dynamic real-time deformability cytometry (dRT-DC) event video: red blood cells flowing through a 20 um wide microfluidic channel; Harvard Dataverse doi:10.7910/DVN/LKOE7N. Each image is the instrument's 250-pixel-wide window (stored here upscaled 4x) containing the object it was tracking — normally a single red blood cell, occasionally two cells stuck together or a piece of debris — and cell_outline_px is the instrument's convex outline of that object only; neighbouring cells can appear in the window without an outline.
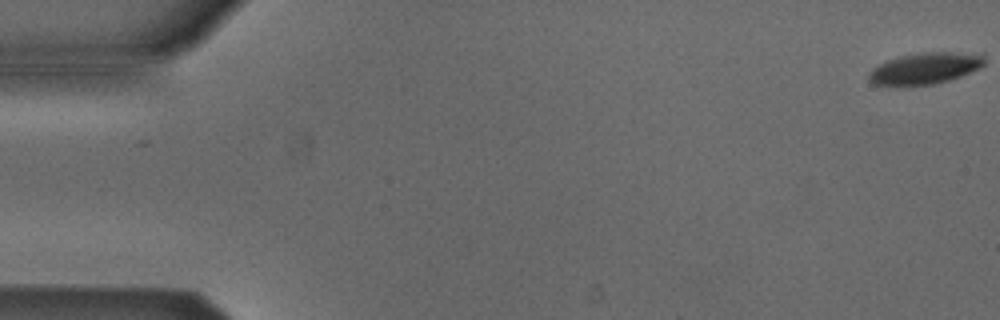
{"species": "Egyptian fruit bat (a non-hibernating species)", "species_latin": "Rousettus aegyptiacus", "temperature_condition": "cold", "stored_images_in_passage": 54, "camera_frame_rate_fps": 3000, "um_per_image_px": 0.085, "animal": {"sex": "male"}, "frame": {"image": 1, "passage_image": 1, "time_ms": 0.0, "image_size_px": [1000, 320], "cell_outline_px": [[984, 64], [980, 68], [960, 76], [948, 80], [932, 84], [872, 84], [868, 80], [868, 76], [872, 68], [888, 60], [900, 56], [924, 52], [984, 52]], "centroid_in_image_um": [78.7, 5.77], "position_along_channel_um": 6.3, "area_um2": 20.92}}
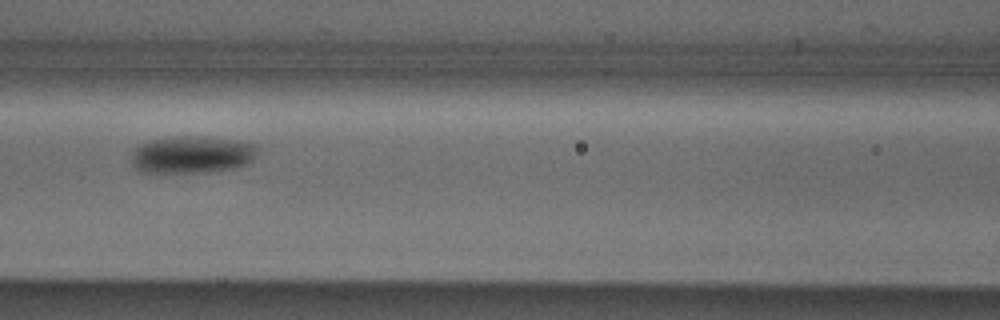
{"frame": {"image": 2, "passage_image": 24, "time_ms": 7.667, "image_size_px": [1000, 320], "cell_outline_px": [[256, 152], [252, 160], [248, 164], [236, 168], [216, 172], [156, 176], [136, 172], [132, 164], [132, 152], [140, 144], [152, 140], [172, 136], [200, 136], [240, 140], [256, 144]], "centroid_in_image_um": [16.25, 13.21], "position_along_channel_um": 150.4, "area_um2": 28.96}}
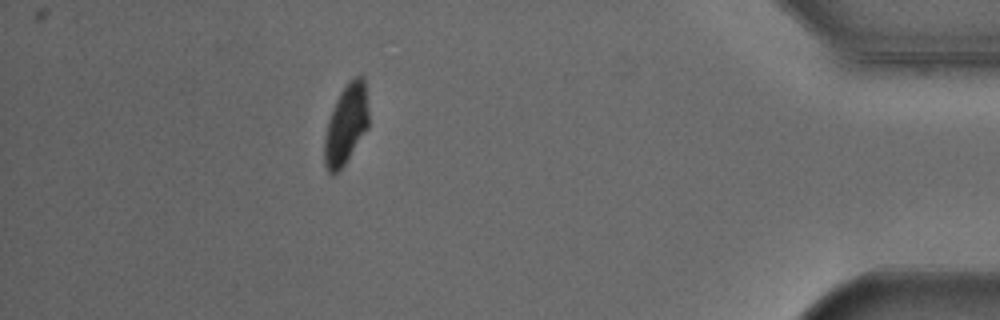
{"frame": {"image": 3, "passage_image": 48, "time_ms": 15.667, "image_size_px": [1000, 320], "cell_outline_px": [[368, 128], [344, 164], [332, 176], [328, 172], [324, 164], [324, 136], [328, 120], [336, 100], [340, 92], [348, 80], [356, 76], [364, 76], [368, 112]], "centroid_in_image_um": [29.4, 10.56], "position_along_channel_um": 405.8, "area_um2": 20.52}, "authors_computed_cell_mechanics": {"area_um2": 23.8136, "velocity_mm_per_s": 3.8512, "shape_relaxation_time_tau1_ms": 2.17, "shape_relaxation_time_tau2_ms": null, "deformation_change_tau1": 0.0788, "deformation_change_tau2": null}}